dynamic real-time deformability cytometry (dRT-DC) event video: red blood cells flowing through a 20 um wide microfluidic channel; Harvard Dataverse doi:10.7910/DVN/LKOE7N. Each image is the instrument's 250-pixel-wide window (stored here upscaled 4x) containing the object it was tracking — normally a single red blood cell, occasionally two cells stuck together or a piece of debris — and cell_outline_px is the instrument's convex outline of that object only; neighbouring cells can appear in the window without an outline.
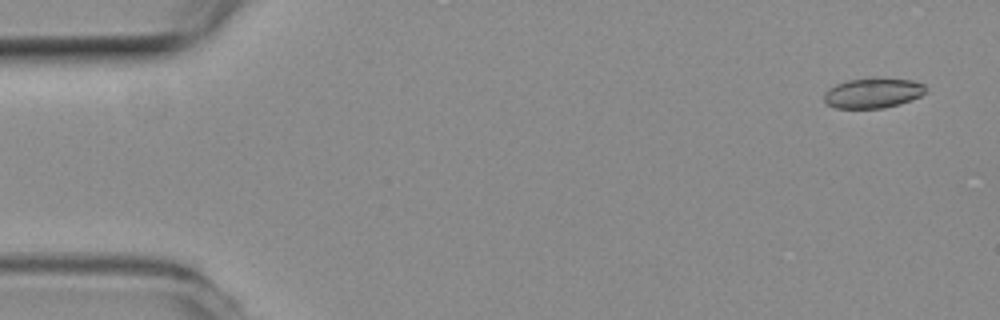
{"species": "common noctule bat (a hibernating species)", "species_latin": "Nyctalus noctula", "temperature_condition": "room temperature", "stored_images_in_passage": 8, "camera_frame_rate_fps": 3000, "um_per_image_px": 0.085, "animal": {"sex": "female", "body_mass_g": 19.3, "forearm_length_mm": 54.1}, "frame": {"image": 1, "passage_image": 1, "time_ms": 0.0, "image_size_px": [1000, 320], "cell_outline_px": [[924, 92], [920, 96], [900, 104], [884, 108], [836, 108], [828, 104], [824, 100], [824, 96], [836, 84], [848, 80], [872, 76], [912, 80], [924, 84]], "centroid_in_image_um": [74.22, 7.88], "position_along_channel_um": 10.8, "area_um2": 17.86}}
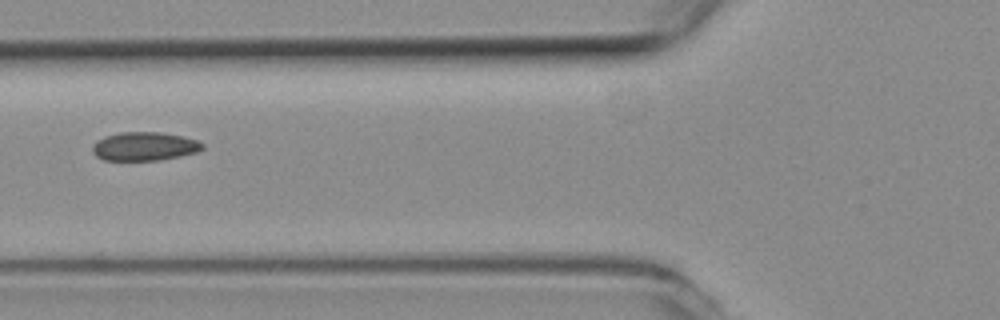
{"frame": {"image": 2, "passage_image": 6, "time_ms": 1.667, "image_size_px": [1000, 320], "cell_outline_px": [[204, 148], [196, 152], [180, 156], [160, 160], [104, 160], [96, 156], [92, 152], [92, 144], [96, 140], [104, 136], [120, 132], [160, 132], [180, 136], [196, 140], [204, 144]], "centroid_in_image_um": [12.23, 12.44], "position_along_channel_um": 113.6, "area_um2": 18.38}}
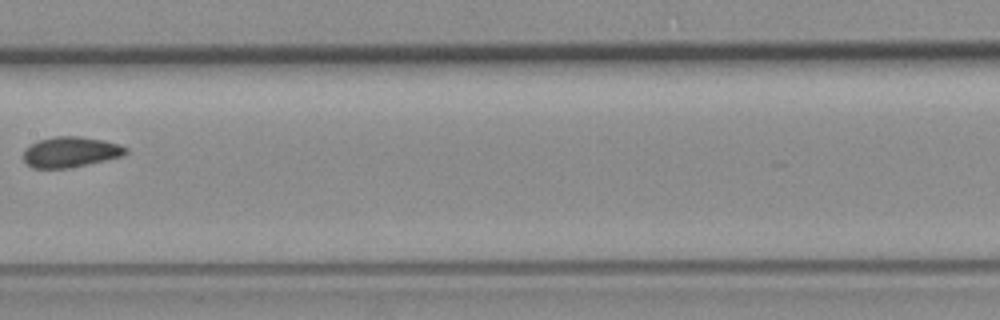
{"frame": {"image": 3, "passage_image": 8, "time_ms": 2.333, "image_size_px": [1000, 320], "cell_outline_px": [[128, 152], [124, 156], [88, 164], [68, 168], [32, 168], [24, 160], [24, 148], [40, 140], [56, 136], [80, 136], [104, 140], [128, 148]], "centroid_in_image_um": [6.01, 12.92], "position_along_channel_um": 201.4, "area_um2": 18.15}}